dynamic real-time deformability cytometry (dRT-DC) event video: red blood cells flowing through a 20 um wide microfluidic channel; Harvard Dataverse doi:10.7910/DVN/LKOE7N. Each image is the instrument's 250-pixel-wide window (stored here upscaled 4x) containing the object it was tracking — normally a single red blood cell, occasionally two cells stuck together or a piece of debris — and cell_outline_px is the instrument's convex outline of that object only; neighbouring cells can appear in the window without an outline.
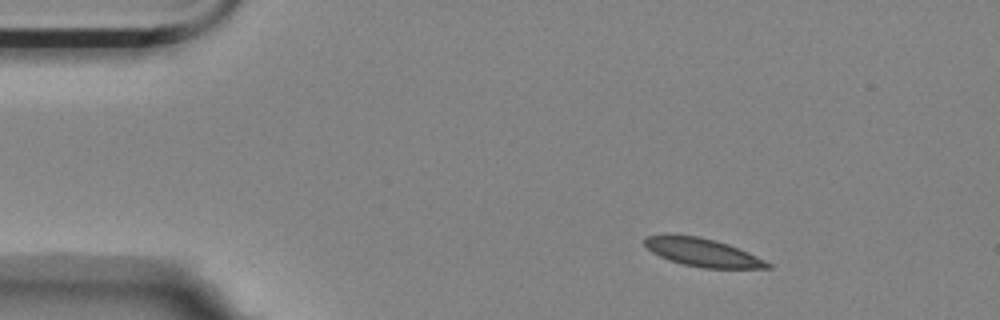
{"species": "Egyptian fruit bat (a non-hibernating species)", "species_latin": "Rousettus aegyptiacus", "temperature_condition": "room temperature", "stored_images_in_passage": 49, "camera_frame_rate_fps": 3000, "um_per_image_px": 0.085, "animal": {"sex": "female"}, "frame": {"image": 1, "passage_image": 1, "time_ms": 0.0, "image_size_px": [1000, 320], "cell_outline_px": [[772, 268], [704, 268], [684, 264], [660, 256], [652, 252], [644, 244], [644, 236], [668, 232], [696, 236], [716, 240], [728, 244], [748, 252], [772, 264]], "centroid_in_image_um": [59.66, 21.41], "position_along_channel_um": 25.3, "area_um2": 20.35}}
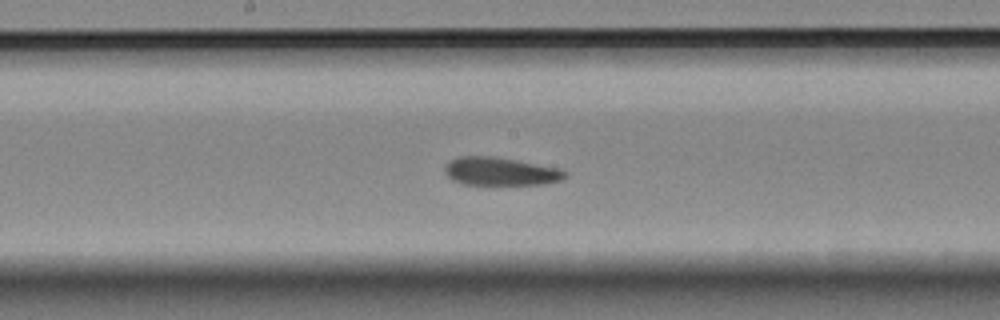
{"frame": {"image": 2, "passage_image": 22, "time_ms": 7.0, "image_size_px": [1000, 320], "cell_outline_px": [[568, 176], [560, 180], [544, 184], [496, 188], [460, 184], [452, 180], [444, 172], [444, 168], [452, 160], [460, 156], [496, 156], [560, 168], [568, 172]], "centroid_in_image_um": [42.56, 14.63], "position_along_channel_um": 205.6, "area_um2": 20.98}}
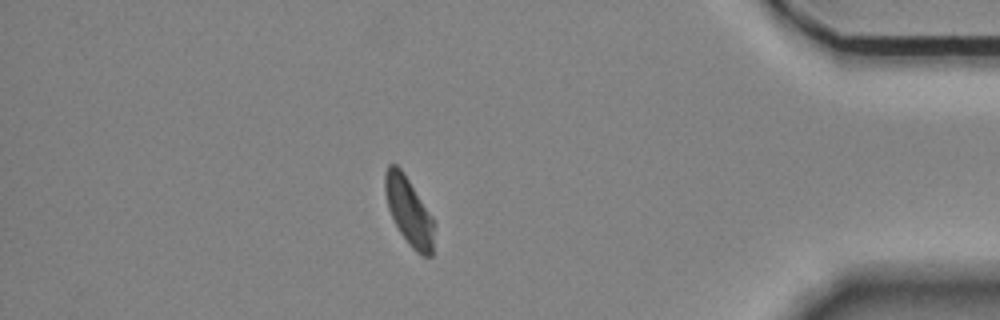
{"frame": {"image": 3, "passage_image": 42, "time_ms": 13.667, "image_size_px": [1000, 320], "cell_outline_px": [[432, 256], [424, 256], [416, 252], [412, 248], [400, 232], [388, 208], [384, 192], [384, 172], [388, 164], [396, 164], [404, 172], [432, 216]], "centroid_in_image_um": [34.71, 17.89], "position_along_channel_um": 400.5, "area_um2": 19.07}, "authors_computed_cell_mechanics": {"area_um2": 20.4612, "velocity_mm_per_s": 3.4978, "shape_relaxation_time_tau1_ms": null, "shape_relaxation_time_tau2_ms": 3.43, "deformation_change_tau1": null, "deformation_change_tau2": 0.0809}}